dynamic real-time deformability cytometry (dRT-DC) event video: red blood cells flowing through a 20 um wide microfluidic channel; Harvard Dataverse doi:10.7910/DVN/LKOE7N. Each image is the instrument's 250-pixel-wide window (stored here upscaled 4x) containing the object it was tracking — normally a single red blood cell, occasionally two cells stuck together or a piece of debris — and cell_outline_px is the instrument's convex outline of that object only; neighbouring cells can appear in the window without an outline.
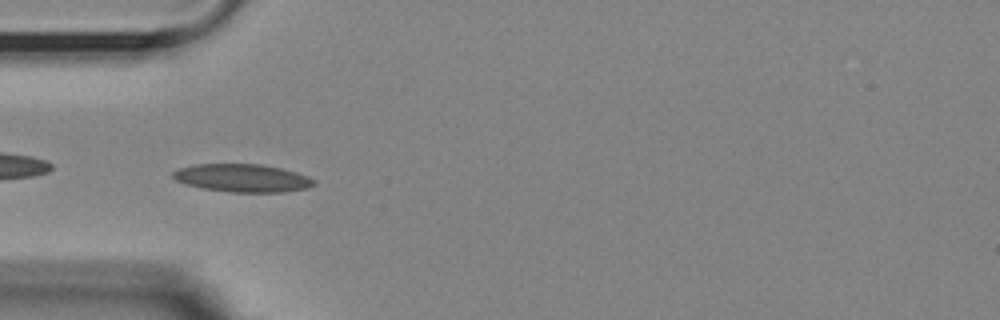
{"species": "Egyptian fruit bat (a non-hibernating species)", "species_latin": "Rousettus aegyptiacus", "temperature_condition": "room temperature", "stored_images_in_passage": 25, "camera_frame_rate_fps": 3000, "um_per_image_px": 0.085, "animal": {"sex": "female"}, "frame": {"image": 1, "passage_image": 2, "time_ms": 0.333, "image_size_px": [1000, 320], "cell_outline_px": [[316, 184], [308, 188], [284, 192], [232, 192], [204, 188], [188, 184], [176, 180], [172, 176], [172, 172], [180, 168], [196, 164], [260, 164], [280, 168], [296, 172], [308, 176], [316, 180]], "centroid_in_image_um": [20.66, 15.13], "position_along_channel_um": 64.3, "area_um2": 22.83}}
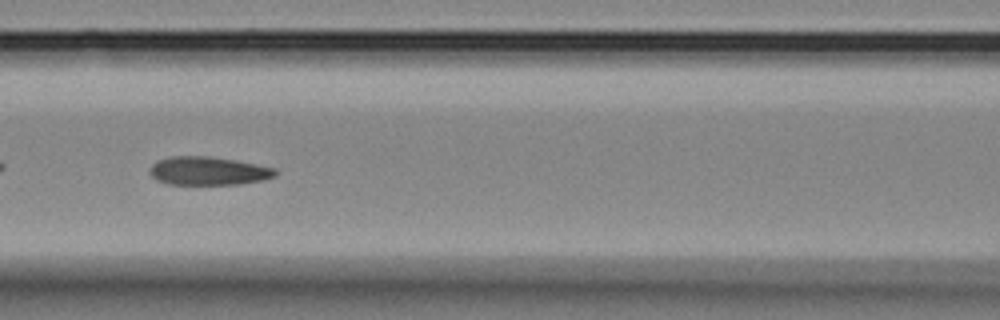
{"frame": {"image": 2, "passage_image": 9, "time_ms": 2.667, "image_size_px": [1000, 320], "cell_outline_px": [[276, 176], [260, 180], [240, 184], [168, 184], [156, 180], [148, 172], [148, 168], [156, 160], [172, 156], [208, 156], [236, 160], [276, 168]], "centroid_in_image_um": [17.65, 14.52], "position_along_channel_um": 148.9, "area_um2": 20.87}}
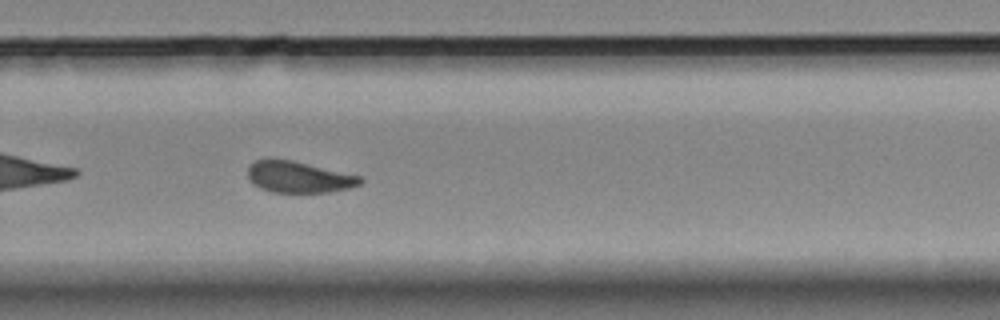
{"frame": {"image": 3, "passage_image": 22, "time_ms": 7.0, "image_size_px": [1000, 320], "cell_outline_px": [[364, 180], [360, 184], [352, 188], [328, 192], [272, 192], [260, 188], [248, 176], [248, 164], [256, 160], [268, 156], [292, 160], [360, 176]], "centroid_in_image_um": [25.37, 15.02], "position_along_channel_um": 304.4, "area_um2": 20.75}}